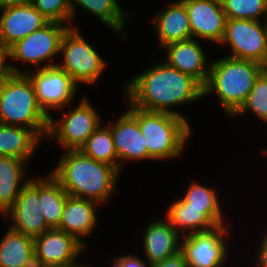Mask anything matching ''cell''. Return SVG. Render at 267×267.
Wrapping results in <instances>:
<instances>
[{
  "label": "cell",
  "mask_w": 267,
  "mask_h": 267,
  "mask_svg": "<svg viewBox=\"0 0 267 267\" xmlns=\"http://www.w3.org/2000/svg\"><path fill=\"white\" fill-rule=\"evenodd\" d=\"M97 207L101 205L95 201L68 196L60 224L56 229L73 235L87 247L85 239L90 238V234L93 235L98 225Z\"/></svg>",
  "instance_id": "19"
},
{
  "label": "cell",
  "mask_w": 267,
  "mask_h": 267,
  "mask_svg": "<svg viewBox=\"0 0 267 267\" xmlns=\"http://www.w3.org/2000/svg\"><path fill=\"white\" fill-rule=\"evenodd\" d=\"M77 27V24L69 27L64 33L58 57L62 60L56 66L67 72L78 85L81 84L80 87L82 84L94 86L105 74L108 63L96 45L92 46Z\"/></svg>",
  "instance_id": "6"
},
{
  "label": "cell",
  "mask_w": 267,
  "mask_h": 267,
  "mask_svg": "<svg viewBox=\"0 0 267 267\" xmlns=\"http://www.w3.org/2000/svg\"><path fill=\"white\" fill-rule=\"evenodd\" d=\"M33 0H0V9L11 6H24L32 4Z\"/></svg>",
  "instance_id": "36"
},
{
  "label": "cell",
  "mask_w": 267,
  "mask_h": 267,
  "mask_svg": "<svg viewBox=\"0 0 267 267\" xmlns=\"http://www.w3.org/2000/svg\"><path fill=\"white\" fill-rule=\"evenodd\" d=\"M79 260L77 259L76 261L72 262V263H69V264H65V265H62V266H58V267H94V265H89V264H86L85 262L82 263V262H78Z\"/></svg>",
  "instance_id": "37"
},
{
  "label": "cell",
  "mask_w": 267,
  "mask_h": 267,
  "mask_svg": "<svg viewBox=\"0 0 267 267\" xmlns=\"http://www.w3.org/2000/svg\"><path fill=\"white\" fill-rule=\"evenodd\" d=\"M247 114L255 115L259 121L267 124V68L255 80L245 102L232 117H246Z\"/></svg>",
  "instance_id": "29"
},
{
  "label": "cell",
  "mask_w": 267,
  "mask_h": 267,
  "mask_svg": "<svg viewBox=\"0 0 267 267\" xmlns=\"http://www.w3.org/2000/svg\"><path fill=\"white\" fill-rule=\"evenodd\" d=\"M264 229H267V228H264ZM261 234V237L258 242V246L256 247L257 248V251L255 250V255L253 257H255V265L254 267H267V230L264 231L263 233L260 232Z\"/></svg>",
  "instance_id": "33"
},
{
  "label": "cell",
  "mask_w": 267,
  "mask_h": 267,
  "mask_svg": "<svg viewBox=\"0 0 267 267\" xmlns=\"http://www.w3.org/2000/svg\"><path fill=\"white\" fill-rule=\"evenodd\" d=\"M48 22L32 4L0 9V42L9 49Z\"/></svg>",
  "instance_id": "17"
},
{
  "label": "cell",
  "mask_w": 267,
  "mask_h": 267,
  "mask_svg": "<svg viewBox=\"0 0 267 267\" xmlns=\"http://www.w3.org/2000/svg\"><path fill=\"white\" fill-rule=\"evenodd\" d=\"M265 69L260 63L226 55L211 60L203 98L215 93L223 114L232 116L245 102L255 80Z\"/></svg>",
  "instance_id": "4"
},
{
  "label": "cell",
  "mask_w": 267,
  "mask_h": 267,
  "mask_svg": "<svg viewBox=\"0 0 267 267\" xmlns=\"http://www.w3.org/2000/svg\"><path fill=\"white\" fill-rule=\"evenodd\" d=\"M10 73L8 49L0 42V79Z\"/></svg>",
  "instance_id": "35"
},
{
  "label": "cell",
  "mask_w": 267,
  "mask_h": 267,
  "mask_svg": "<svg viewBox=\"0 0 267 267\" xmlns=\"http://www.w3.org/2000/svg\"><path fill=\"white\" fill-rule=\"evenodd\" d=\"M227 224L211 230L188 234L181 238V251L187 267H223L230 254L229 231ZM228 239V240H227ZM229 255V256H228Z\"/></svg>",
  "instance_id": "10"
},
{
  "label": "cell",
  "mask_w": 267,
  "mask_h": 267,
  "mask_svg": "<svg viewBox=\"0 0 267 267\" xmlns=\"http://www.w3.org/2000/svg\"><path fill=\"white\" fill-rule=\"evenodd\" d=\"M108 123L112 133L115 150L118 156L119 172L123 173L124 164L129 161L140 162L147 160L145 137L140 130L138 121L125 109L124 112Z\"/></svg>",
  "instance_id": "15"
},
{
  "label": "cell",
  "mask_w": 267,
  "mask_h": 267,
  "mask_svg": "<svg viewBox=\"0 0 267 267\" xmlns=\"http://www.w3.org/2000/svg\"><path fill=\"white\" fill-rule=\"evenodd\" d=\"M138 255L133 253L114 256L111 260V267H150V264Z\"/></svg>",
  "instance_id": "32"
},
{
  "label": "cell",
  "mask_w": 267,
  "mask_h": 267,
  "mask_svg": "<svg viewBox=\"0 0 267 267\" xmlns=\"http://www.w3.org/2000/svg\"><path fill=\"white\" fill-rule=\"evenodd\" d=\"M227 19L267 21V0H221Z\"/></svg>",
  "instance_id": "30"
},
{
  "label": "cell",
  "mask_w": 267,
  "mask_h": 267,
  "mask_svg": "<svg viewBox=\"0 0 267 267\" xmlns=\"http://www.w3.org/2000/svg\"><path fill=\"white\" fill-rule=\"evenodd\" d=\"M187 9L191 38L217 46L223 39L227 17L221 0H181Z\"/></svg>",
  "instance_id": "14"
},
{
  "label": "cell",
  "mask_w": 267,
  "mask_h": 267,
  "mask_svg": "<svg viewBox=\"0 0 267 267\" xmlns=\"http://www.w3.org/2000/svg\"><path fill=\"white\" fill-rule=\"evenodd\" d=\"M86 250L73 235L56 228L34 238L36 267H58L72 263Z\"/></svg>",
  "instance_id": "13"
},
{
  "label": "cell",
  "mask_w": 267,
  "mask_h": 267,
  "mask_svg": "<svg viewBox=\"0 0 267 267\" xmlns=\"http://www.w3.org/2000/svg\"><path fill=\"white\" fill-rule=\"evenodd\" d=\"M62 152L50 174L69 196L107 205L118 190L117 183L122 173L107 163L85 156L80 150Z\"/></svg>",
  "instance_id": "2"
},
{
  "label": "cell",
  "mask_w": 267,
  "mask_h": 267,
  "mask_svg": "<svg viewBox=\"0 0 267 267\" xmlns=\"http://www.w3.org/2000/svg\"><path fill=\"white\" fill-rule=\"evenodd\" d=\"M156 62L145 71L126 80L123 85L126 99L135 107L147 110L168 112L186 117L175 107L200 101L203 86L190 75L180 72L164 60Z\"/></svg>",
  "instance_id": "1"
},
{
  "label": "cell",
  "mask_w": 267,
  "mask_h": 267,
  "mask_svg": "<svg viewBox=\"0 0 267 267\" xmlns=\"http://www.w3.org/2000/svg\"><path fill=\"white\" fill-rule=\"evenodd\" d=\"M79 104L74 103L58 110L61 117H50L47 140L55 141L59 147L66 150H80L89 136L103 122L102 116L95 108V104L86 96H82ZM68 107V109H67Z\"/></svg>",
  "instance_id": "8"
},
{
  "label": "cell",
  "mask_w": 267,
  "mask_h": 267,
  "mask_svg": "<svg viewBox=\"0 0 267 267\" xmlns=\"http://www.w3.org/2000/svg\"><path fill=\"white\" fill-rule=\"evenodd\" d=\"M32 5L48 21L60 22L71 27L70 0H33Z\"/></svg>",
  "instance_id": "31"
},
{
  "label": "cell",
  "mask_w": 267,
  "mask_h": 267,
  "mask_svg": "<svg viewBox=\"0 0 267 267\" xmlns=\"http://www.w3.org/2000/svg\"><path fill=\"white\" fill-rule=\"evenodd\" d=\"M68 196L69 194L50 172H47L44 177L40 175L41 213L50 228L59 226Z\"/></svg>",
  "instance_id": "27"
},
{
  "label": "cell",
  "mask_w": 267,
  "mask_h": 267,
  "mask_svg": "<svg viewBox=\"0 0 267 267\" xmlns=\"http://www.w3.org/2000/svg\"><path fill=\"white\" fill-rule=\"evenodd\" d=\"M142 234V252L149 264L161 262L181 250L182 236L165 217L151 220Z\"/></svg>",
  "instance_id": "20"
},
{
  "label": "cell",
  "mask_w": 267,
  "mask_h": 267,
  "mask_svg": "<svg viewBox=\"0 0 267 267\" xmlns=\"http://www.w3.org/2000/svg\"><path fill=\"white\" fill-rule=\"evenodd\" d=\"M150 267H187V261L184 253L180 250L161 262L150 264Z\"/></svg>",
  "instance_id": "34"
},
{
  "label": "cell",
  "mask_w": 267,
  "mask_h": 267,
  "mask_svg": "<svg viewBox=\"0 0 267 267\" xmlns=\"http://www.w3.org/2000/svg\"><path fill=\"white\" fill-rule=\"evenodd\" d=\"M79 7L84 12L87 11L90 15L96 17L111 32L120 35L123 40L130 37L125 30L129 25L127 23H132L129 21H131V15L133 14L127 12V10L125 11L118 0H70L71 27H74L76 23L72 24L77 17Z\"/></svg>",
  "instance_id": "21"
},
{
  "label": "cell",
  "mask_w": 267,
  "mask_h": 267,
  "mask_svg": "<svg viewBox=\"0 0 267 267\" xmlns=\"http://www.w3.org/2000/svg\"><path fill=\"white\" fill-rule=\"evenodd\" d=\"M188 184L186 192L181 196L188 203V207L203 209L218 226L228 224V217L223 214V207H221L223 203L219 198L218 190L216 191L212 186L201 184L200 180Z\"/></svg>",
  "instance_id": "26"
},
{
  "label": "cell",
  "mask_w": 267,
  "mask_h": 267,
  "mask_svg": "<svg viewBox=\"0 0 267 267\" xmlns=\"http://www.w3.org/2000/svg\"><path fill=\"white\" fill-rule=\"evenodd\" d=\"M26 74L33 83L40 107L49 117L53 115L51 112L63 109L76 101L80 86L59 67L52 66L35 71L26 69Z\"/></svg>",
  "instance_id": "11"
},
{
  "label": "cell",
  "mask_w": 267,
  "mask_h": 267,
  "mask_svg": "<svg viewBox=\"0 0 267 267\" xmlns=\"http://www.w3.org/2000/svg\"><path fill=\"white\" fill-rule=\"evenodd\" d=\"M126 110L138 121L145 137L147 161L180 158L192 137L193 126L181 116L168 112L147 111L133 106L127 99Z\"/></svg>",
  "instance_id": "3"
},
{
  "label": "cell",
  "mask_w": 267,
  "mask_h": 267,
  "mask_svg": "<svg viewBox=\"0 0 267 267\" xmlns=\"http://www.w3.org/2000/svg\"><path fill=\"white\" fill-rule=\"evenodd\" d=\"M200 41L195 38L177 41L165 45L161 51L165 53L163 60L182 73L190 75L202 86L207 82L210 60Z\"/></svg>",
  "instance_id": "16"
},
{
  "label": "cell",
  "mask_w": 267,
  "mask_h": 267,
  "mask_svg": "<svg viewBox=\"0 0 267 267\" xmlns=\"http://www.w3.org/2000/svg\"><path fill=\"white\" fill-rule=\"evenodd\" d=\"M68 28L66 24L49 21L42 28L17 41L8 49L11 73H26V70L17 66L15 62L22 63V65L30 64L36 69L56 66L60 43Z\"/></svg>",
  "instance_id": "7"
},
{
  "label": "cell",
  "mask_w": 267,
  "mask_h": 267,
  "mask_svg": "<svg viewBox=\"0 0 267 267\" xmlns=\"http://www.w3.org/2000/svg\"><path fill=\"white\" fill-rule=\"evenodd\" d=\"M158 8L151 23L158 41V49L167 44L191 38V25L185 4L181 0Z\"/></svg>",
  "instance_id": "18"
},
{
  "label": "cell",
  "mask_w": 267,
  "mask_h": 267,
  "mask_svg": "<svg viewBox=\"0 0 267 267\" xmlns=\"http://www.w3.org/2000/svg\"><path fill=\"white\" fill-rule=\"evenodd\" d=\"M41 211L40 176H31L12 207L2 217L7 218L11 229L34 239L51 229Z\"/></svg>",
  "instance_id": "12"
},
{
  "label": "cell",
  "mask_w": 267,
  "mask_h": 267,
  "mask_svg": "<svg viewBox=\"0 0 267 267\" xmlns=\"http://www.w3.org/2000/svg\"><path fill=\"white\" fill-rule=\"evenodd\" d=\"M218 46H228L230 54L226 56L251 60L267 68V21L227 19Z\"/></svg>",
  "instance_id": "9"
},
{
  "label": "cell",
  "mask_w": 267,
  "mask_h": 267,
  "mask_svg": "<svg viewBox=\"0 0 267 267\" xmlns=\"http://www.w3.org/2000/svg\"><path fill=\"white\" fill-rule=\"evenodd\" d=\"M0 267H36L34 239L8 226L0 239Z\"/></svg>",
  "instance_id": "25"
},
{
  "label": "cell",
  "mask_w": 267,
  "mask_h": 267,
  "mask_svg": "<svg viewBox=\"0 0 267 267\" xmlns=\"http://www.w3.org/2000/svg\"><path fill=\"white\" fill-rule=\"evenodd\" d=\"M42 140L29 128L0 124V156L31 161ZM31 159V160H30Z\"/></svg>",
  "instance_id": "24"
},
{
  "label": "cell",
  "mask_w": 267,
  "mask_h": 267,
  "mask_svg": "<svg viewBox=\"0 0 267 267\" xmlns=\"http://www.w3.org/2000/svg\"><path fill=\"white\" fill-rule=\"evenodd\" d=\"M261 153L263 154L264 157H267V148H261Z\"/></svg>",
  "instance_id": "38"
},
{
  "label": "cell",
  "mask_w": 267,
  "mask_h": 267,
  "mask_svg": "<svg viewBox=\"0 0 267 267\" xmlns=\"http://www.w3.org/2000/svg\"><path fill=\"white\" fill-rule=\"evenodd\" d=\"M80 151L85 156L107 163L119 171L118 156L112 139V133L106 123L102 122L98 126L80 148Z\"/></svg>",
  "instance_id": "28"
},
{
  "label": "cell",
  "mask_w": 267,
  "mask_h": 267,
  "mask_svg": "<svg viewBox=\"0 0 267 267\" xmlns=\"http://www.w3.org/2000/svg\"><path fill=\"white\" fill-rule=\"evenodd\" d=\"M28 163L11 156H0V217L12 207L20 190L30 181L31 176H26Z\"/></svg>",
  "instance_id": "22"
},
{
  "label": "cell",
  "mask_w": 267,
  "mask_h": 267,
  "mask_svg": "<svg viewBox=\"0 0 267 267\" xmlns=\"http://www.w3.org/2000/svg\"><path fill=\"white\" fill-rule=\"evenodd\" d=\"M49 122L26 73H10L0 79V124L29 128L44 141Z\"/></svg>",
  "instance_id": "5"
},
{
  "label": "cell",
  "mask_w": 267,
  "mask_h": 267,
  "mask_svg": "<svg viewBox=\"0 0 267 267\" xmlns=\"http://www.w3.org/2000/svg\"><path fill=\"white\" fill-rule=\"evenodd\" d=\"M169 205L163 216L181 236L208 231L218 226L203 209L188 207L181 196Z\"/></svg>",
  "instance_id": "23"
}]
</instances>
